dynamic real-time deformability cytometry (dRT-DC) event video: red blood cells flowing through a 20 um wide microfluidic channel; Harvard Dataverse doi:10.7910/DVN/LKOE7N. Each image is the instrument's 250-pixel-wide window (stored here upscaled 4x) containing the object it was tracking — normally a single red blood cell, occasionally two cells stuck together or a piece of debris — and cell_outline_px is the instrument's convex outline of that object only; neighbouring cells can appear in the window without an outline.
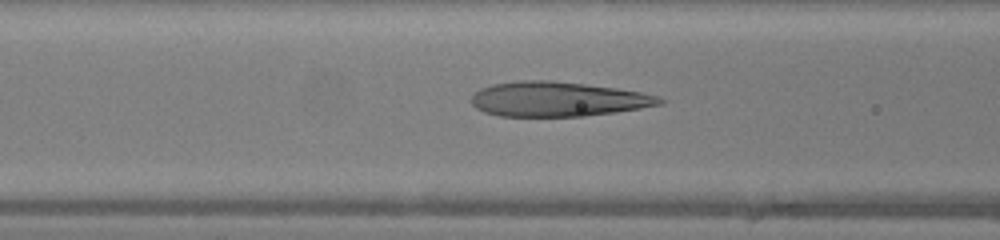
{"species": "human", "species_latin": "Homo sapiens", "temperature_condition": "warm", "stored_images_in_passage": 28, "camera_frame_rate_fps": 3000, "um_per_image_px": 0.085, "donor": {"sex": "female"}, "frame": {"image": 1, "passage_image": 4, "time_ms": 1.0, "image_size_px": [1000, 240], "cell_outline_px": [[668, 100], [664, 104], [616, 112], [584, 116], [500, 116], [484, 112], [476, 108], [472, 104], [472, 96], [480, 88], [492, 84], [516, 80], [552, 80], [616, 88], [640, 92], [656, 96]], "centroid_in_image_um": [47.41, 8.42], "position_along_channel_um": 119.2, "area_um2": 38.15}}
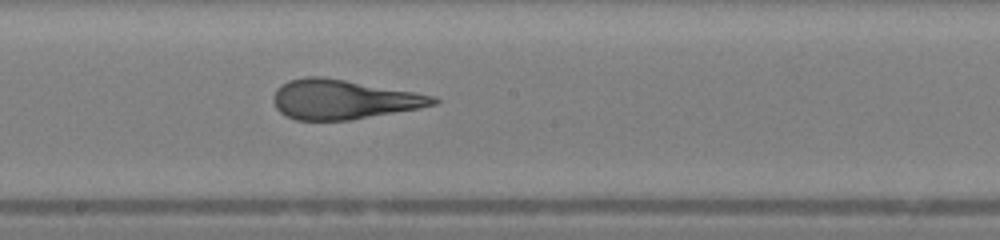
{"frame": {"image": 2, "passage_image": 11, "time_ms": 3.333, "image_size_px": [1000, 240], "cell_outline_px": [[440, 100], [436, 104], [420, 108], [348, 120], [296, 120], [280, 112], [276, 108], [272, 100], [272, 96], [276, 88], [288, 80], [304, 76], [320, 76], [344, 80], [436, 96]], "centroid_in_image_um": [29.13, 8.45], "position_along_channel_um": 219.1, "area_um2": 36.59}}
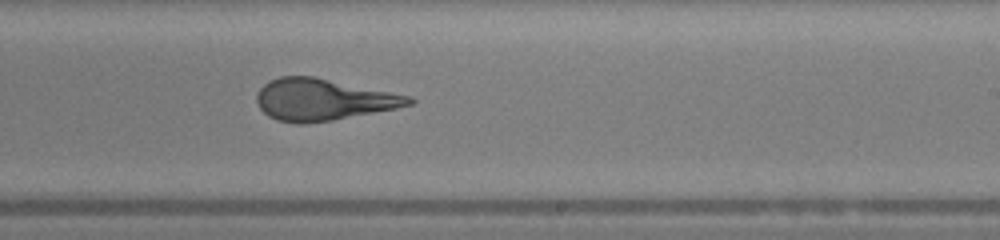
{"frame": {"image": 3, "passage_image": 14, "time_ms": 4.333, "image_size_px": [1000, 240], "cell_outline_px": [[416, 100], [412, 104], [396, 108], [332, 120], [304, 124], [300, 124], [276, 120], [268, 116], [260, 108], [256, 100], [256, 92], [268, 80], [280, 76], [312, 76], [412, 96]], "centroid_in_image_um": [27.43, 8.46], "position_along_channel_um": 261.6, "area_um2": 36.88}}